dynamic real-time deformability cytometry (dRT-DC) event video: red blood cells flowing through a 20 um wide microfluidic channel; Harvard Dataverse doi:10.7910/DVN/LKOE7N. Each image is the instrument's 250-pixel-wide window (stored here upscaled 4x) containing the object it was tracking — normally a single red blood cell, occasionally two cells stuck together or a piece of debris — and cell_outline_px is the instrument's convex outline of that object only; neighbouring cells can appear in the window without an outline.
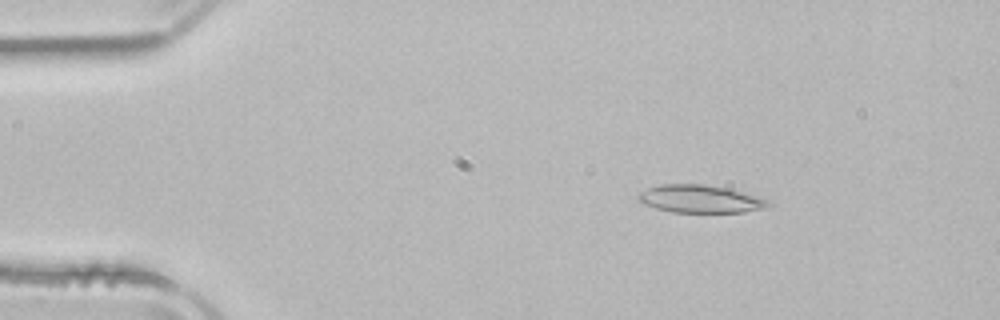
{"species": "common noctule bat (a hibernating species)", "species_latin": "Nyctalus noctula", "temperature_condition": "room temperature", "stored_images_in_passage": 52, "camera_frame_rate_fps": 3000, "um_per_image_px": 0.085, "animal": {"sex": "male", "body_mass_g": 21.5, "forearm_length_mm": 52.0}, "frame": {"image": 1, "passage_image": 8, "time_ms": 2.333, "image_size_px": [1000, 320], "cell_outline_px": [[772, 204], [768, 208], [744, 212], [672, 212], [656, 208], [644, 204], [636, 200], [636, 196], [640, 192], [648, 188], [660, 184], [704, 184], [744, 192], [768, 200]], "centroid_in_image_um": [59.51, 16.91], "position_along_channel_um": 25.5, "area_um2": 21.1}}
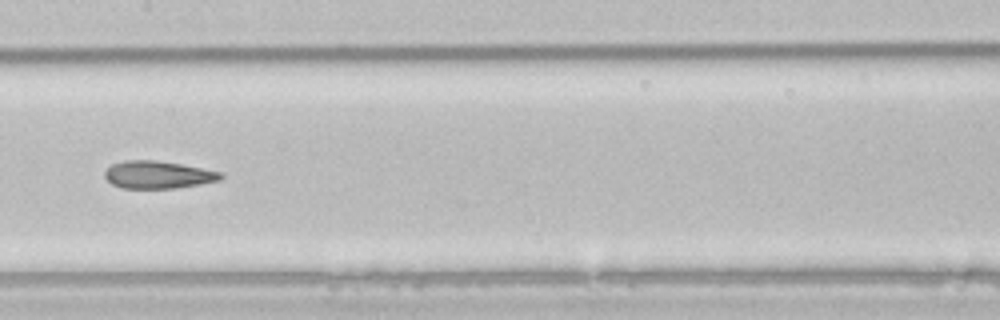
{"frame": {"image": 2, "passage_image": 26, "time_ms": 8.333, "image_size_px": [1000, 320], "cell_outline_px": [[224, 176], [220, 180], [200, 184], [176, 188], [120, 188], [112, 184], [104, 176], [104, 172], [112, 164], [124, 160], [152, 160], [180, 164], [224, 172]], "centroid_in_image_um": [13.44, 14.85], "position_along_channel_um": 194.0, "area_um2": 18.61}}
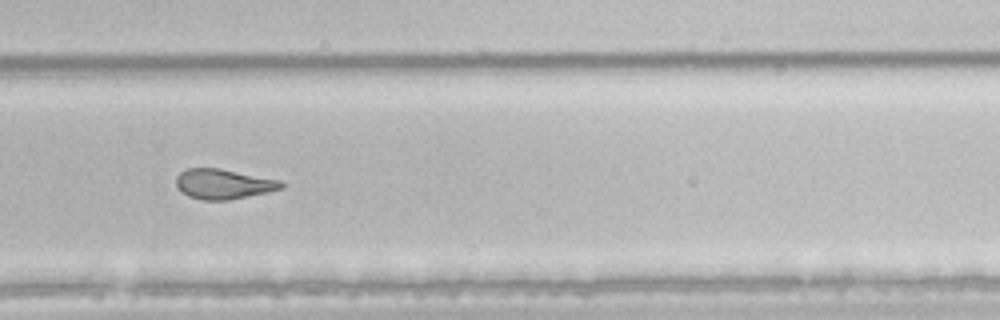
{"frame": {"image": 3, "passage_image": 35, "time_ms": 11.333, "image_size_px": [1000, 320], "cell_outline_px": [[284, 188], [268, 192], [228, 200], [200, 200], [188, 196], [180, 192], [176, 188], [176, 176], [180, 172], [188, 168], [220, 168], [280, 180], [284, 184]], "centroid_in_image_um": [18.96, 15.64], "position_along_channel_um": 310.8, "area_um2": 18.55}, "authors_computed_cell_mechanics": {"area_um2": 20.7502, "velocity_mm_per_s": 3.916, "shape_relaxation_time_tau1_ms": null, "shape_relaxation_time_tau2_ms": 2.6641, "deformation_change_tau1": null, "deformation_change_tau2": 0.1119}}